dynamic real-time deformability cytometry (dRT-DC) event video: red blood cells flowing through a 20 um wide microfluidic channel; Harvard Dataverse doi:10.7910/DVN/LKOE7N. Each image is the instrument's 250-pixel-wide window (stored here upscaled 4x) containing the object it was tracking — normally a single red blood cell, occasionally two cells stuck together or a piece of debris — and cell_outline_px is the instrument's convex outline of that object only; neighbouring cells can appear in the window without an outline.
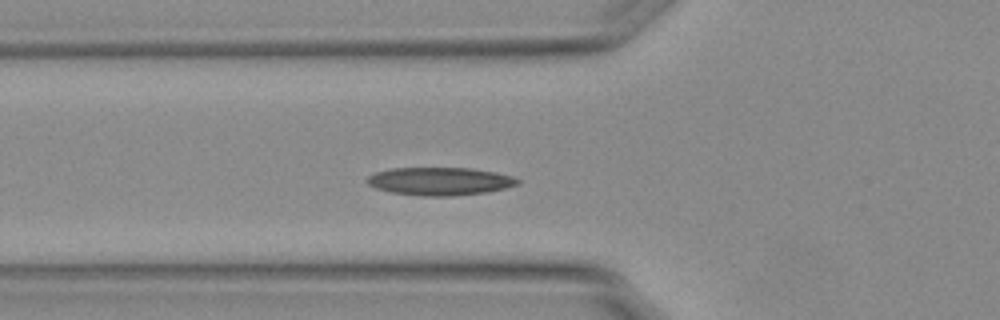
{"species": "Egyptian fruit bat (a non-hibernating species)", "species_latin": "Rousettus aegyptiacus", "temperature_condition": "warm", "stored_images_in_passage": 26, "camera_frame_rate_fps": 3000, "um_per_image_px": 0.085, "animal": {"sex": "female"}, "frame": {"image": 1, "passage_image": 15, "time_ms": 4.667, "image_size_px": [1000, 320], "cell_outline_px": [[520, 184], [488, 192], [452, 196], [420, 196], [392, 192], [376, 188], [368, 184], [364, 180], [368, 176], [376, 172], [392, 168], [468, 168], [496, 172], [512, 176], [520, 180]], "centroid_in_image_um": [37.39, 15.41], "position_along_channel_um": 88.4, "area_um2": 24.57}}
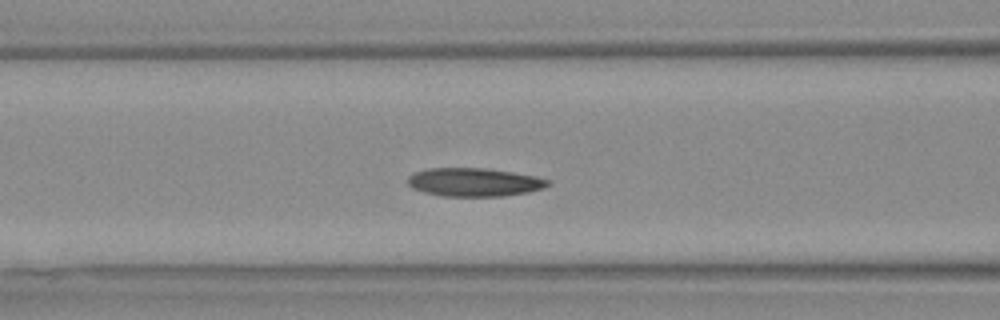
{"frame": {"image": 2, "passage_image": 18, "time_ms": 5.667, "image_size_px": [1000, 320], "cell_outline_px": [[552, 184], [544, 188], [528, 192], [500, 196], [440, 196], [424, 192], [412, 188], [408, 184], [408, 176], [416, 172], [428, 168], [484, 168], [512, 172], [536, 176], [548, 180]], "centroid_in_image_um": [40.31, 15.48], "position_along_channel_um": 126.3, "area_um2": 23.18}}